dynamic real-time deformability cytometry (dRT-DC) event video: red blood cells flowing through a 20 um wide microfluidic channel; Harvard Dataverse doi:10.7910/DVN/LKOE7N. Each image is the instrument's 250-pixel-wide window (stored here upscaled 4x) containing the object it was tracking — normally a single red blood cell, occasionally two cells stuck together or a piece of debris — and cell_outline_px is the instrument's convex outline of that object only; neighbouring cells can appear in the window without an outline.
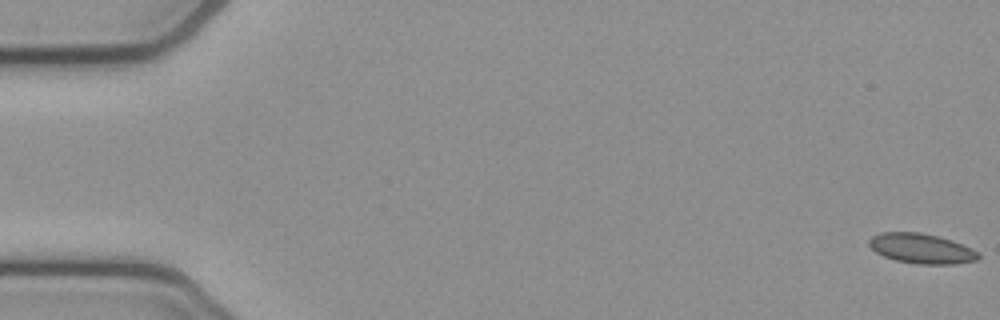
{"species": "common noctule bat (a hibernating species)", "species_latin": "Nyctalus noctula", "temperature_condition": "cold", "stored_images_in_passage": 54, "camera_frame_rate_fps": 3000, "um_per_image_px": 0.085, "animal": {"sex": "female", "body_mass_g": 21.9}, "frame": {"image": 1, "passage_image": 1, "time_ms": 0.0, "image_size_px": [1000, 320], "cell_outline_px": [[980, 256], [976, 260], [956, 264], [916, 264], [896, 260], [884, 256], [876, 252], [868, 244], [868, 240], [872, 236], [880, 232], [920, 232], [952, 240], [972, 248], [980, 252]], "centroid_in_image_um": [78.33, 21.12], "position_along_channel_um": 6.7, "area_um2": 19.13}}
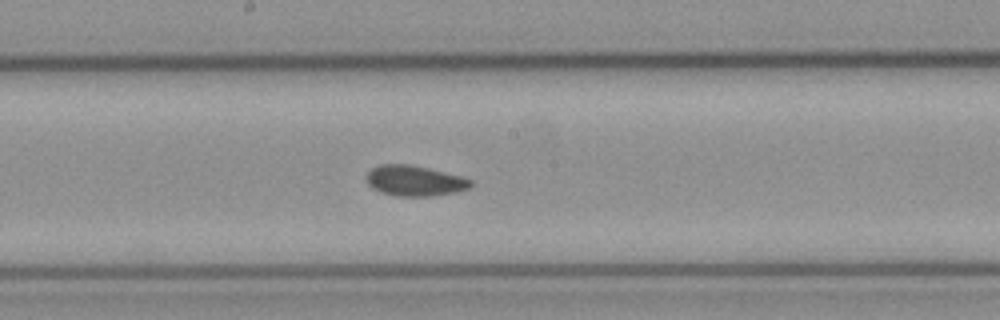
{"frame": {"image": 2, "passage_image": 29, "time_ms": 9.333, "image_size_px": [1000, 320], "cell_outline_px": [[472, 188], [456, 192], [432, 196], [396, 196], [380, 192], [372, 188], [364, 180], [364, 176], [372, 168], [380, 164], [408, 164], [428, 168], [460, 176], [472, 180]], "centroid_in_image_um": [35.21, 15.37], "position_along_channel_um": 213.0, "area_um2": 18.73}}
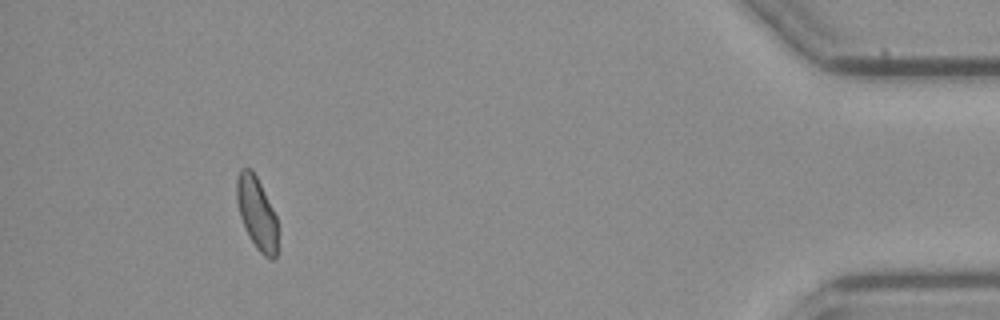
{"frame": {"image": 3, "passage_image": 50, "time_ms": 16.333, "image_size_px": [1000, 320], "cell_outline_px": [[276, 256], [272, 260], [268, 260], [256, 248], [240, 216], [236, 200], [236, 180], [240, 168], [248, 168], [256, 176], [276, 216]], "centroid_in_image_um": [21.8, 18.11], "position_along_channel_um": 413.4, "area_um2": 16.82}}